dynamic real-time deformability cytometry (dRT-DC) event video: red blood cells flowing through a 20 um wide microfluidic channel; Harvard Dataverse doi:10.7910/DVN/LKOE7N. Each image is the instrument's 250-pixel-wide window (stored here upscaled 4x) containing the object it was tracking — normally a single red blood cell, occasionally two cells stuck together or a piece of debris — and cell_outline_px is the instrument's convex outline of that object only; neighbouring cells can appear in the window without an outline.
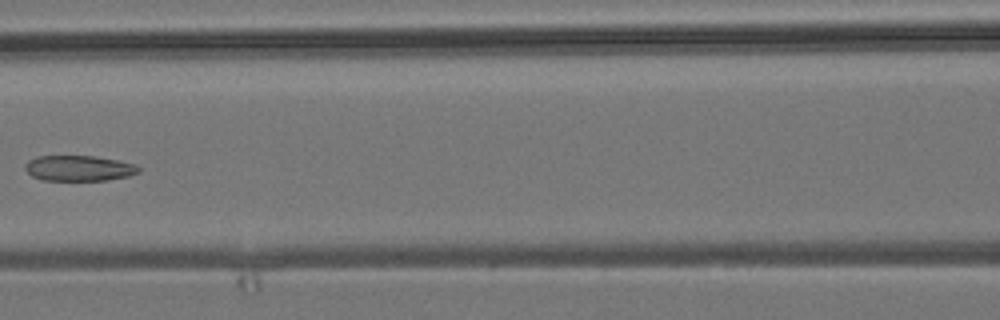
{"species": "common noctule bat (a hibernating species)", "species_latin": "Nyctalus noctula", "temperature_condition": "room temperature", "stored_images_in_passage": 7, "camera_frame_rate_fps": 3000, "um_per_image_px": 0.085, "animal": {"sex": "male", "body_mass_g": 19.2, "forearm_length_mm": 51.8}, "frame": {"image": 1, "passage_image": 7, "time_ms": 7.0, "image_size_px": [1000, 320], "cell_outline_px": [[140, 172], [128, 176], [108, 180], [44, 180], [32, 176], [24, 168], [24, 164], [28, 160], [36, 156], [96, 156], [136, 164], [140, 168]], "centroid_in_image_um": [6.7, 14.29], "position_along_channel_um": 159.9, "area_um2": 16.94}}